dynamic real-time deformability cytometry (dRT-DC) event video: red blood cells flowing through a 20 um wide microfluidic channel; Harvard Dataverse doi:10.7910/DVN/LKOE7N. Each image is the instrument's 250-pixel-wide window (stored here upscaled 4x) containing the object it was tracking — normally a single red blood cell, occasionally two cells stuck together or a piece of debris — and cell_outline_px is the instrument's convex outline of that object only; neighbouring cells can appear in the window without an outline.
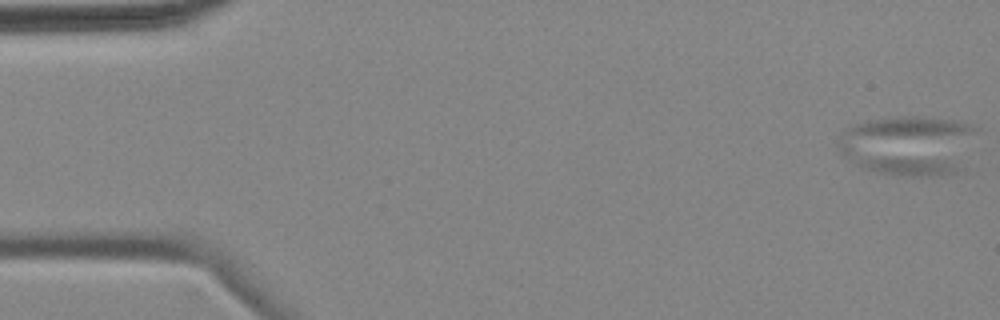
{"species": "common noctule bat (a hibernating species)", "species_latin": "Nyctalus noctula", "temperature_condition": "cold", "stored_images_in_passage": 5, "camera_frame_rate_fps": 3000, "um_per_image_px": 0.085, "animal": {"sex": "female", "body_mass_g": 18.4}, "frame": {"image": 1, "passage_image": 1, "time_ms": 0.0, "image_size_px": [1000, 320], "cell_outline_px": [[980, 132], [964, 168], [956, 172], [920, 176], [912, 176], [880, 172], [864, 168], [844, 160], [836, 144], [836, 140], [848, 128], [856, 124], [868, 120], [900, 116], [924, 116], [952, 120], [968, 124], [980, 128]], "centroid_in_image_um": [77.28, 12.34], "position_along_channel_um": 7.7, "area_um2": 49.19}}